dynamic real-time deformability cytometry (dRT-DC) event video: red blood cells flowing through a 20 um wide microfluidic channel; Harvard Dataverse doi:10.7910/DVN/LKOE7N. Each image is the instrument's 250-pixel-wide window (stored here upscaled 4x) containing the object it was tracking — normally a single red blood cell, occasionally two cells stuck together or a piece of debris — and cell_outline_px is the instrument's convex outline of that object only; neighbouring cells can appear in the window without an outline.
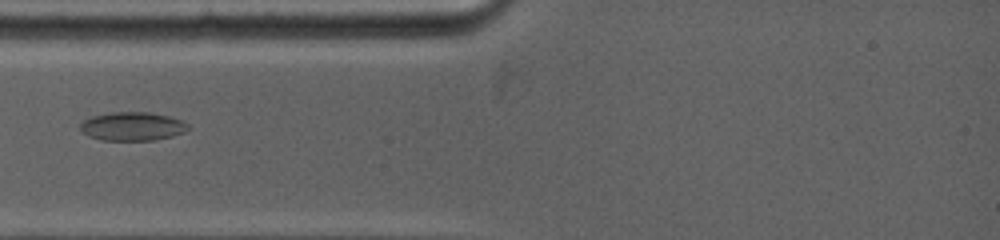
{"species": "common noctule bat (a hibernating species)", "species_latin": "Nyctalus noctula", "temperature_condition": "warm", "stored_images_in_passage": 3, "camera_frame_rate_fps": 5000, "um_per_image_px": 0.085, "animal": {"sex": "female", "body_mass_g": 19.0, "forearm_length_mm": 53.3}, "frame": {"image": 1, "passage_image": 2, "time_ms": 0.6, "image_size_px": [1000, 240], "cell_outline_px": [[188, 128], [184, 132], [172, 136], [152, 140], [100, 140], [88, 136], [80, 128], [80, 124], [84, 120], [92, 116], [112, 112], [148, 112], [168, 116], [180, 120], [188, 124]], "centroid_in_image_um": [11.23, 10.74], "position_along_channel_um": 73.8, "area_um2": 17.8}}